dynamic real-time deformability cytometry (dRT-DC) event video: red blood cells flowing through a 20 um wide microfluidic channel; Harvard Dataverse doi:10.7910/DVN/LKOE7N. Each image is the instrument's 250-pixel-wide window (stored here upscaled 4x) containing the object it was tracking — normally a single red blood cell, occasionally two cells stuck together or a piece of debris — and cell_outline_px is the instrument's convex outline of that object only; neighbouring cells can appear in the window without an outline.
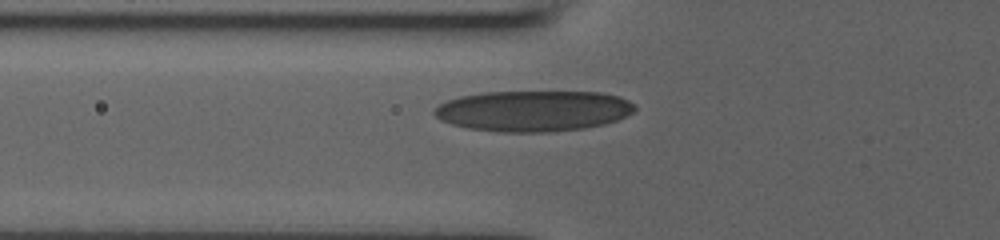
{"species": "human", "species_latin": "Homo sapiens", "temperature_condition": "room temperature", "stored_images_in_passage": 26, "camera_frame_rate_fps": 3000, "um_per_image_px": 0.085, "donor": {"sex": "male"}, "frame": {"image": 1, "passage_image": 2, "time_ms": 0.333, "image_size_px": [1000, 240], "cell_outline_px": [[636, 112], [616, 120], [604, 124], [584, 128], [552, 132], [496, 132], [468, 128], [452, 124], [440, 120], [432, 112], [440, 104], [448, 100], [460, 96], [480, 92], [600, 92], [620, 96], [636, 104]], "centroid_in_image_um": [45.36, 9.43], "position_along_channel_um": 80.4, "area_um2": 48.03}}
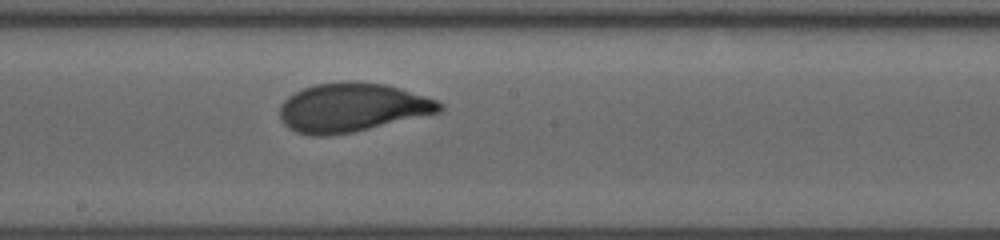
{"frame": {"image": 2, "passage_image": 12, "time_ms": 3.667, "image_size_px": [1000, 240], "cell_outline_px": [[444, 108], [440, 112], [352, 132], [332, 136], [308, 136], [296, 132], [288, 128], [280, 120], [280, 108], [284, 100], [288, 96], [304, 88], [316, 84], [348, 80], [352, 80], [388, 84], [436, 100], [444, 104]], "centroid_in_image_um": [29.9, 9.14], "position_along_channel_um": 218.3, "area_um2": 45.66}}
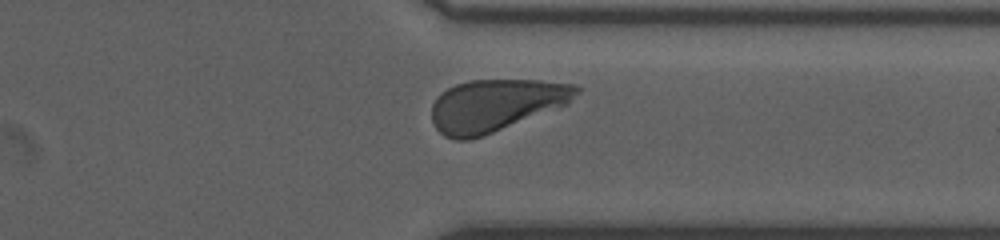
{"frame": {"image": 3, "passage_image": 23, "time_ms": 7.333, "image_size_px": [1000, 240], "cell_outline_px": [[580, 92], [568, 104], [484, 136], [468, 140], [456, 140], [444, 136], [436, 128], [432, 120], [432, 104], [436, 96], [440, 92], [456, 84], [468, 80], [540, 80], [580, 84]], "centroid_in_image_um": [42.15, 8.94], "position_along_channel_um": 369.3, "area_um2": 44.39}}